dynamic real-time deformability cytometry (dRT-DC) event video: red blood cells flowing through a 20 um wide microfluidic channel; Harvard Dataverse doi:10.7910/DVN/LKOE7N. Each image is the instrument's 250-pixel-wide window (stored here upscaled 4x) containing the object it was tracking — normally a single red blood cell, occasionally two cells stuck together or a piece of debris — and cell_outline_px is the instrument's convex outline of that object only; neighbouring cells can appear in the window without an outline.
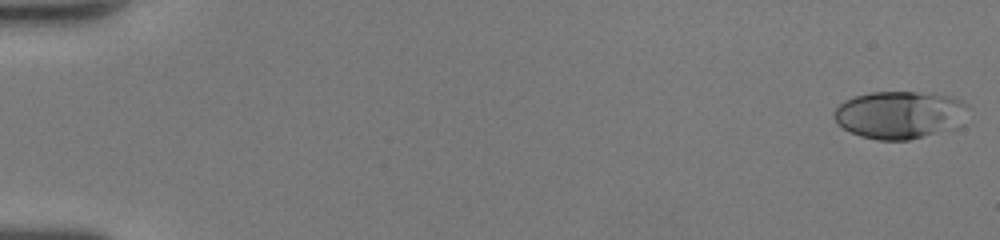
{"species": "human", "species_latin": "Homo sapiens", "temperature_condition": "room temperature", "stored_images_in_passage": 49, "camera_frame_rate_fps": 3000, "um_per_image_px": 0.085, "donor": {"sex": "female"}, "frame": {"image": 1, "passage_image": 1, "time_ms": 0.0, "image_size_px": [1000, 240], "cell_outline_px": [[968, 108], [964, 124], [956, 128], [908, 140], [876, 140], [860, 136], [844, 128], [832, 116], [832, 112], [844, 100], [852, 96], [868, 92], [916, 92], [952, 96], [964, 100], [968, 104]], "centroid_in_image_um": [76.52, 9.75], "position_along_channel_um": 8.5, "area_um2": 37.74}}
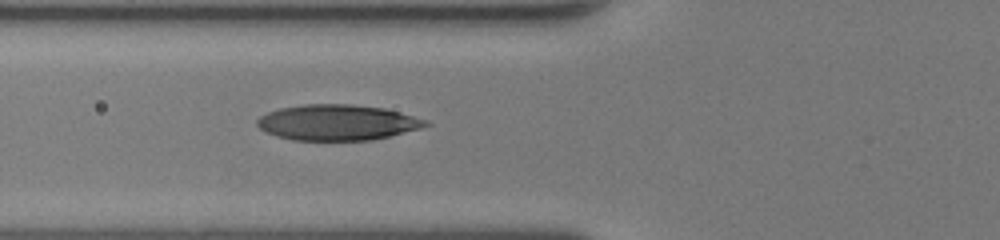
{"frame": {"image": 2, "passage_image": 20, "time_ms": 6.333, "image_size_px": [1000, 240], "cell_outline_px": [[432, 124], [420, 128], [372, 140], [292, 140], [276, 136], [260, 128], [256, 124], [256, 120], [260, 116], [268, 112], [280, 108], [304, 104], [352, 104], [384, 108], [400, 112], [428, 120]], "centroid_in_image_um": [28.68, 10.4], "position_along_channel_um": 97.1, "area_um2": 34.97}}
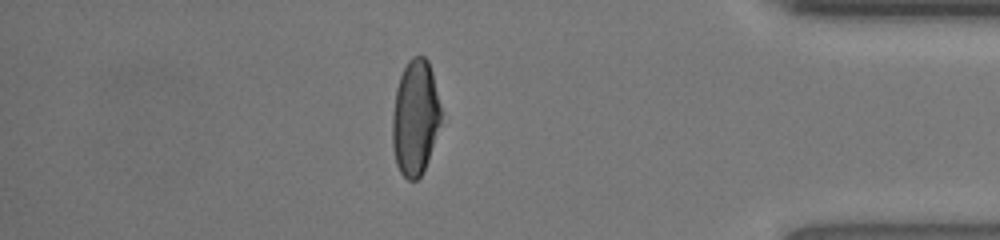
{"frame": {"image": 3, "passage_image": 43, "time_ms": 14.0, "image_size_px": [1000, 240], "cell_outline_px": [[440, 124], [428, 160], [420, 176], [416, 180], [408, 180], [400, 172], [396, 164], [392, 148], [392, 116], [396, 88], [400, 76], [408, 60], [412, 56], [424, 56], [428, 60], [432, 72], [440, 104]], "centroid_in_image_um": [35.27, 9.99], "position_along_channel_um": 399.9, "area_um2": 32.66}, "authors_computed_cell_mechanics": {"area_um2": 34.6222, "velocity_mm_per_s": 4.3317, "shape_relaxation_time_tau1_ms": 4.9671, "shape_relaxation_time_tau2_ms": 0.893, "deformation_change_tau1": 0.2362, "deformation_change_tau2": 0.0706}}